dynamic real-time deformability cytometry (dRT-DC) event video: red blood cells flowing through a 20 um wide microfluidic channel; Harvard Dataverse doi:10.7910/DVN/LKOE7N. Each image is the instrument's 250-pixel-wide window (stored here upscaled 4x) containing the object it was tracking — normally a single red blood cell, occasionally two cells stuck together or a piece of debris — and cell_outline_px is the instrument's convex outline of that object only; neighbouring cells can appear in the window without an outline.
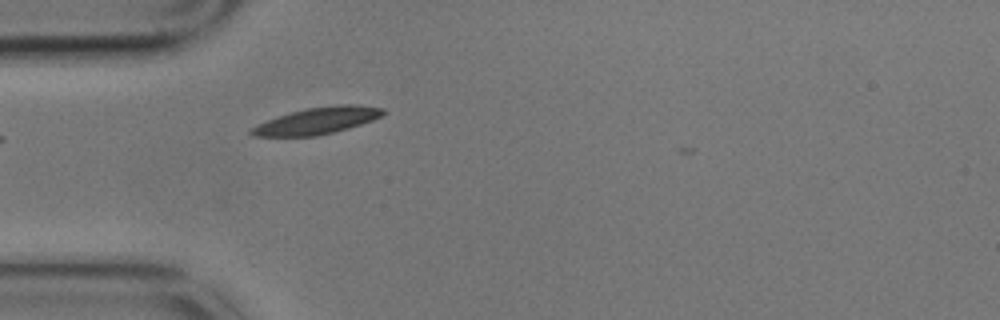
{"species": "common noctule bat (a hibernating species)", "species_latin": "Nyctalus noctula", "temperature_condition": "cold", "stored_images_in_passage": 4, "camera_frame_rate_fps": 3000, "um_per_image_px": 0.085, "animal": {"sex": "male", "body_mass_g": 17.9}, "frame": {"image": 1, "passage_image": 4, "time_ms": 1.0, "image_size_px": [1000, 320], "cell_outline_px": [[388, 112], [372, 120], [348, 128], [316, 136], [252, 136], [248, 132], [248, 128], [256, 124], [292, 112], [308, 108], [340, 104], [356, 104], [384, 108]], "centroid_in_image_um": [26.96, 10.26], "position_along_channel_um": 58.0, "area_um2": 20.35}}